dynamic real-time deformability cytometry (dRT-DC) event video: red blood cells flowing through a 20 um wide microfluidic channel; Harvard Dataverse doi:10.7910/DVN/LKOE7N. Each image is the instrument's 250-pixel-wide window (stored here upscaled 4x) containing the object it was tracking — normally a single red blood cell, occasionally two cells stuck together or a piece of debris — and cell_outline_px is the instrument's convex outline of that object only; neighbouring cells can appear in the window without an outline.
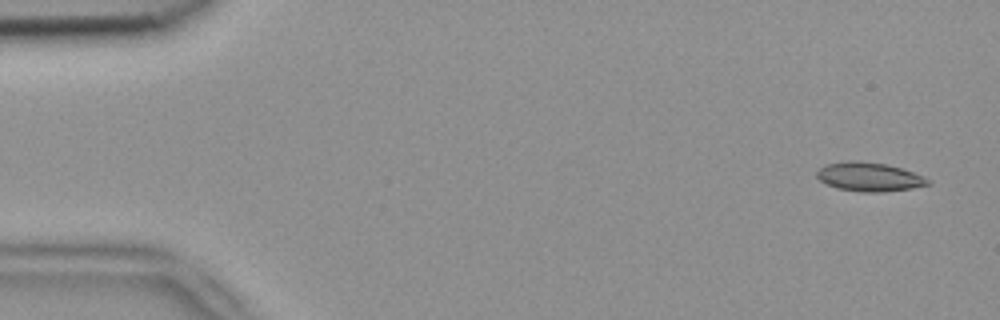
{"species": "common noctule bat (a hibernating species)", "species_latin": "Nyctalus noctula", "temperature_condition": "room temperature", "stored_images_in_passage": 8, "camera_frame_rate_fps": 3000, "um_per_image_px": 0.085, "animal": {"sex": "female", "body_mass_g": 18.4}, "frame": {"image": 1, "passage_image": 1, "time_ms": 0.0, "image_size_px": [1000, 320], "cell_outline_px": [[932, 184], [912, 188], [884, 192], [860, 192], [836, 188], [820, 180], [816, 176], [816, 172], [824, 164], [848, 160], [860, 160], [884, 164], [900, 168], [924, 176]], "centroid_in_image_um": [73.86, 15.03], "position_along_channel_um": 11.1, "area_um2": 18.79}}
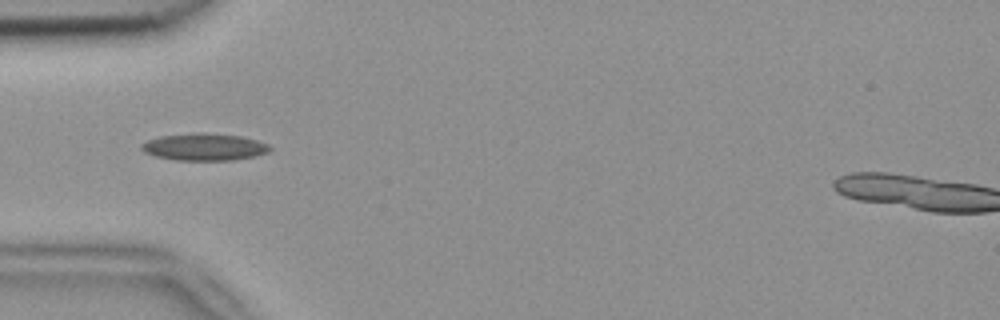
{"frame": {"image": 2, "passage_image": 5, "time_ms": 1.333, "image_size_px": [1000, 320], "cell_outline_px": [[272, 148], [268, 152], [256, 156], [232, 160], [176, 160], [156, 156], [144, 152], [140, 148], [140, 144], [148, 140], [160, 136], [196, 132], [204, 132], [240, 136], [256, 140], [268, 144]], "centroid_in_image_um": [17.36, 12.48], "position_along_channel_um": 67.6, "area_um2": 20.35}}
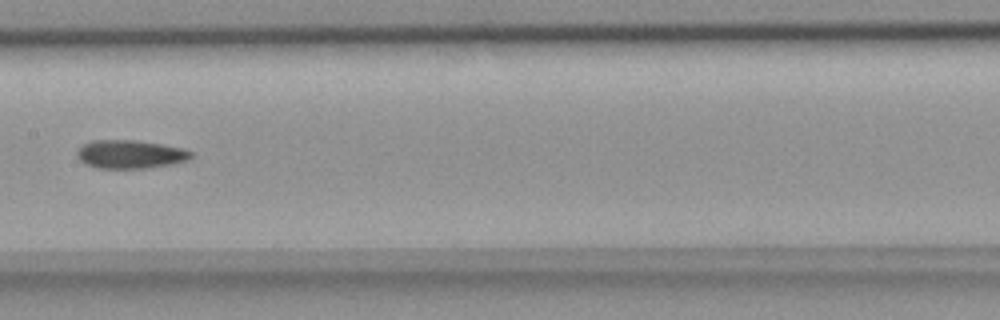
{"frame": {"image": 3, "passage_image": 8, "time_ms": 2.333, "image_size_px": [1000, 320], "cell_outline_px": [[192, 156], [188, 160], [172, 164], [148, 168], [96, 168], [84, 164], [76, 156], [76, 152], [84, 144], [92, 140], [132, 140], [160, 144], [180, 148], [192, 152]], "centroid_in_image_um": [11.03, 13.12], "position_along_channel_um": 196.4, "area_um2": 18.79}}